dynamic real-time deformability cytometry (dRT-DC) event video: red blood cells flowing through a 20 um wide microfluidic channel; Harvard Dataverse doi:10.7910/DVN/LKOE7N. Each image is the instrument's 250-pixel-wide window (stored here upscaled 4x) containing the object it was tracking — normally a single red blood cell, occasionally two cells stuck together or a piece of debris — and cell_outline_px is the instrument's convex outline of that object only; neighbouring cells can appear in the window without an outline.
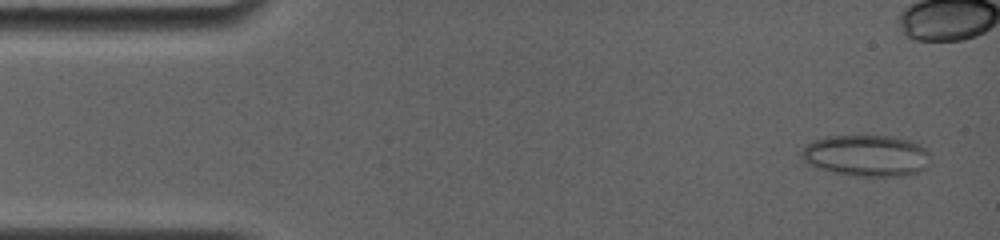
{"species": "common noctule bat (a hibernating species)", "species_latin": "Nyctalus noctula", "temperature_condition": "room temperature", "stored_images_in_passage": 77, "camera_frame_rate_fps": 4000, "um_per_image_px": 0.085, "animal": {"sex": "female", "body_mass_g": 19.0, "forearm_length_mm": 56.7}, "frame": {"image": 1, "passage_image": 4, "time_ms": 0.5, "image_size_px": [1000, 240], "cell_outline_px": [[928, 168], [916, 172], [900, 176], [860, 176], [832, 172], [816, 168], [808, 164], [800, 156], [800, 152], [812, 140], [828, 136], [892, 136], [912, 140], [928, 148]], "centroid_in_image_um": [73.66, 13.22], "position_along_channel_um": 11.3, "area_um2": 31.33}}
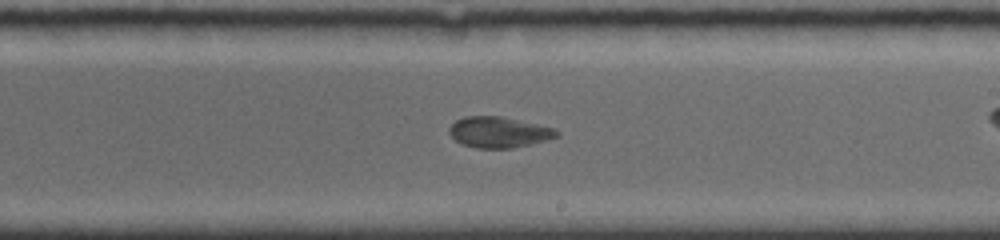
{"frame": {"image": 2, "passage_image": 47, "time_ms": 9.5, "image_size_px": [1000, 240], "cell_outline_px": [[560, 136], [512, 148], [476, 148], [460, 144], [448, 132], [448, 128], [456, 120], [464, 116], [500, 116], [556, 128], [560, 132]], "centroid_in_image_um": [42.39, 11.23], "position_along_channel_um": 246.6, "area_um2": 19.31}}
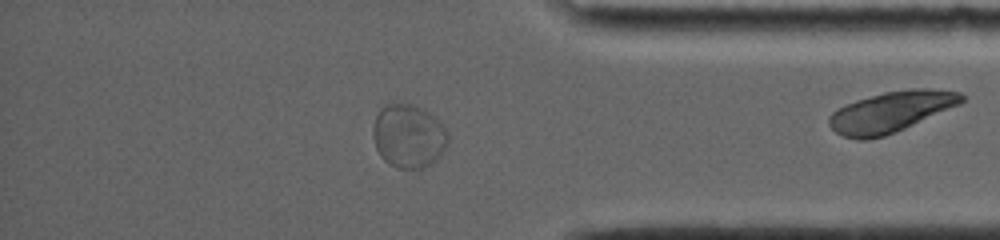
{"frame": {"image": 3, "passage_image": 66, "time_ms": 13.75, "image_size_px": [1000, 240], "cell_outline_px": [[448, 144], [440, 156], [436, 160], [424, 168], [396, 168], [388, 164], [380, 156], [376, 148], [372, 136], [372, 128], [376, 116], [380, 108], [384, 104], [392, 100], [412, 104], [424, 108], [440, 120], [448, 132]], "centroid_in_image_um": [34.72, 11.52], "position_along_channel_um": 400.5, "area_um2": 28.67}}